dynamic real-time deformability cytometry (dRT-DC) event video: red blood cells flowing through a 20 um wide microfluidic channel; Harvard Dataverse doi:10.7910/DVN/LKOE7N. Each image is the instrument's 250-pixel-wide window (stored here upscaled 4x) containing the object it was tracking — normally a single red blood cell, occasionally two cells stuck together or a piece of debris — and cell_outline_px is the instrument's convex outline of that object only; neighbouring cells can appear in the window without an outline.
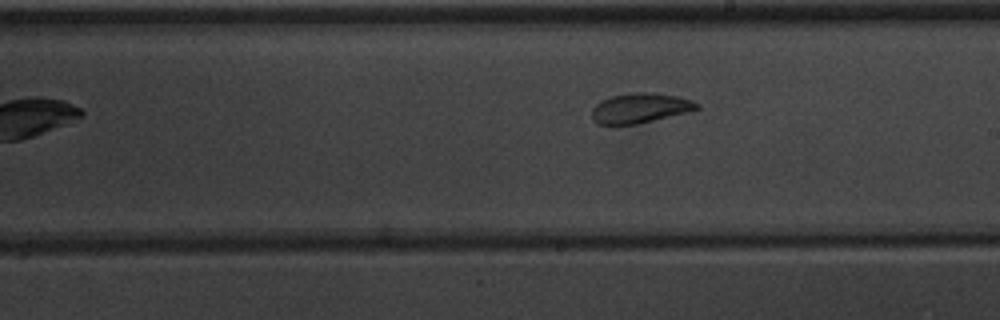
{"species": "common noctule bat (a hibernating species)", "species_latin": "Nyctalus noctula", "temperature_condition": "warm", "stored_images_in_passage": 8, "camera_frame_rate_fps": 3000, "um_per_image_px": 0.085, "animal": {"sex": "male", "body_mass_g": 20.1, "forearm_length_mm": 53.5}, "frame": {"image": 1, "passage_image": 7, "time_ms": 7.0, "image_size_px": [1000, 320], "cell_outline_px": [[700, 108], [688, 112], [636, 124], [596, 124], [592, 120], [592, 108], [600, 100], [612, 96], [632, 92], [652, 92], [676, 96], [692, 100], [700, 104]], "centroid_in_image_um": [54.4, 9.18], "position_along_channel_um": 234.6, "area_um2": 18.32}}
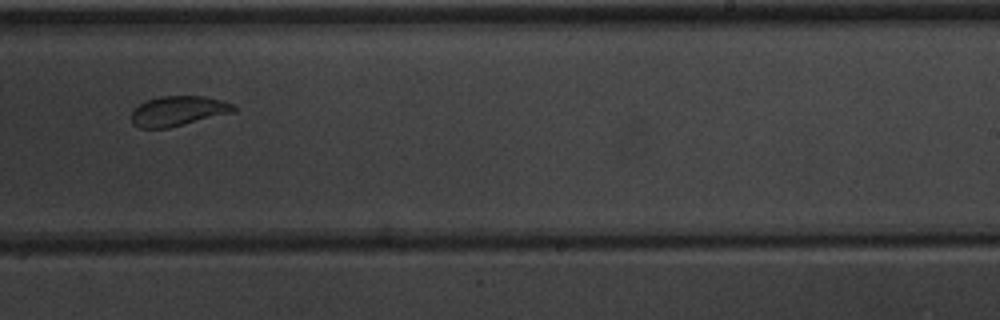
{"frame": {"image": 2, "passage_image": 8, "time_ms": 8.0, "image_size_px": [1000, 320], "cell_outline_px": [[236, 112], [168, 128], [140, 128], [132, 124], [132, 112], [140, 104], [148, 100], [160, 96], [204, 96], [220, 100], [232, 104], [236, 108]], "centroid_in_image_um": [15.16, 9.44], "position_along_channel_um": 273.8, "area_um2": 17.74}}